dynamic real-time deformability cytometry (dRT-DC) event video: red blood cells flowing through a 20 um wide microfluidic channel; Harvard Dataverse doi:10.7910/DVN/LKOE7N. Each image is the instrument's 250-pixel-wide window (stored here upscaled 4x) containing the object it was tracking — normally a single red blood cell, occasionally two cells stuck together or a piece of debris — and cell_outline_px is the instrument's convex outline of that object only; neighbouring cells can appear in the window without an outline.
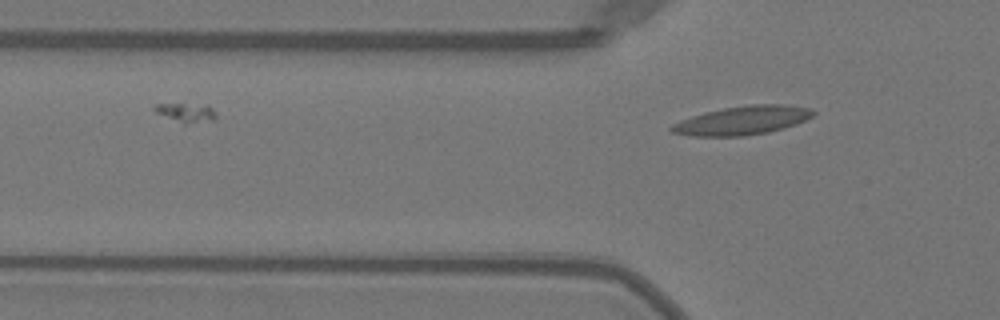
{"species": "Egyptian fruit bat (a non-hibernating species)", "species_latin": "Rousettus aegyptiacus", "temperature_condition": "warm", "stored_images_in_passage": 9, "camera_frame_rate_fps": 3000, "um_per_image_px": 0.085, "animal": {"sex": "female"}, "frame": {"image": 1, "passage_image": 9, "time_ms": 2.667, "image_size_px": [1000, 320], "cell_outline_px": [[816, 112], [812, 116], [796, 124], [784, 128], [768, 132], [740, 136], [692, 136], [672, 132], [668, 128], [672, 124], [680, 120], [704, 112], [724, 108], [752, 104], [784, 104], [812, 108]], "centroid_in_image_um": [63.1, 10.23], "position_along_channel_um": 62.7, "area_um2": 23.7}}